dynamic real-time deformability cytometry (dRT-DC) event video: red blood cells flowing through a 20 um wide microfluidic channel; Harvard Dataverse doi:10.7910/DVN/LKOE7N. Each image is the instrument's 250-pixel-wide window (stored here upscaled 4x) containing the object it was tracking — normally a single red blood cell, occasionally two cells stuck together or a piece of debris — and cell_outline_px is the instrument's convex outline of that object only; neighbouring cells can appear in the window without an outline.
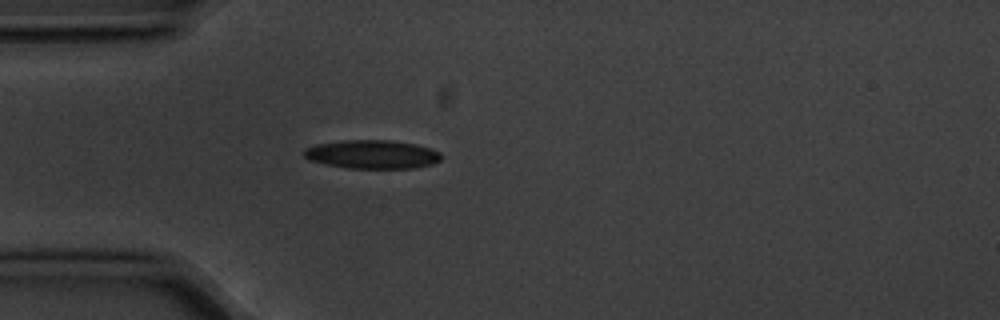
{"species": "common noctule bat (a hibernating species)", "species_latin": "Nyctalus noctula", "temperature_condition": "cold", "stored_images_in_passage": 1, "camera_frame_rate_fps": 3000, "um_per_image_px": 0.085, "animal": {"sex": "male", "body_mass_g": 20.1, "forearm_length_mm": 53.5}, "frame": {"image": 1, "passage_image": 1, "time_ms": 0.0, "image_size_px": [1000, 320], "cell_outline_px": [[444, 156], [440, 160], [432, 164], [412, 168], [348, 168], [308, 160], [304, 156], [304, 148], [316, 144], [344, 140], [388, 140], [416, 144], [440, 152]], "centroid_in_image_um": [31.64, 13.11], "position_along_channel_um": 53.4, "area_um2": 22.83}}